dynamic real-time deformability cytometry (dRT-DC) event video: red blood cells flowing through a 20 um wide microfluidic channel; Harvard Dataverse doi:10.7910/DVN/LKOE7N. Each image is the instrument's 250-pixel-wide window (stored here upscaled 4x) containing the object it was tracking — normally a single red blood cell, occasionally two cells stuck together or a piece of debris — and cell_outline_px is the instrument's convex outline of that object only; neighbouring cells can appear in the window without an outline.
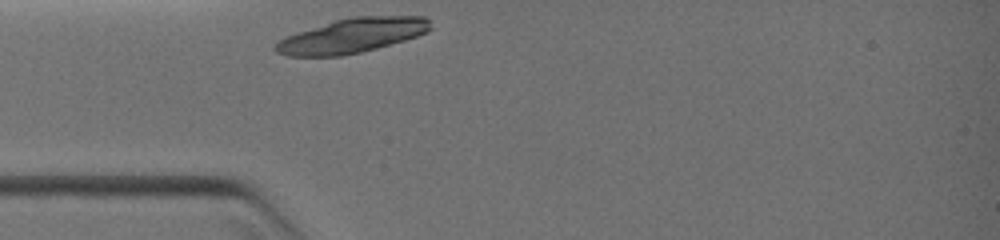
{"species": "common noctule bat (a hibernating species)", "species_latin": "Nyctalus noctula", "temperature_condition": "warm", "stored_images_in_passage": 30, "camera_frame_rate_fps": 3000, "um_per_image_px": 0.085, "animal": {"sex": "female", "body_mass_g": 19.0, "forearm_length_mm": 51.5}, "frame": {"image": 1, "passage_image": 1, "time_ms": 0.0, "image_size_px": [1000, 240], "cell_outline_px": [[432, 28], [428, 32], [404, 40], [376, 48], [360, 52], [340, 56], [288, 56], [276, 52], [272, 48], [280, 40], [296, 32], [336, 20], [352, 16], [424, 16], [428, 20]], "centroid_in_image_um": [29.93, 3.02], "position_along_channel_um": 55.1, "area_um2": 30.92}}
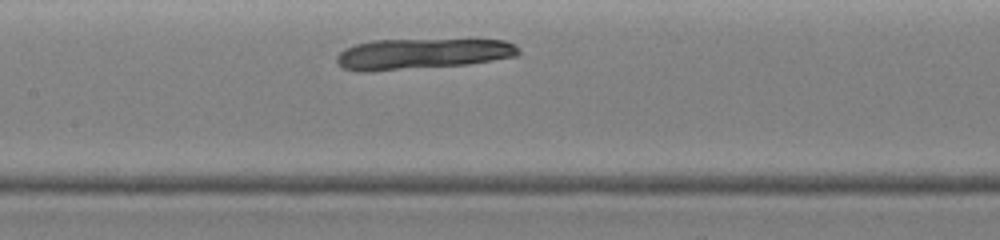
{"frame": {"image": 2, "passage_image": 11, "time_ms": 2.667, "image_size_px": [1000, 240], "cell_outline_px": [[520, 52], [516, 56], [468, 64], [372, 72], [356, 72], [344, 68], [336, 60], [336, 56], [344, 48], [356, 44], [372, 40], [504, 40], [516, 44]], "centroid_in_image_um": [35.83, 4.58], "position_along_channel_um": 171.6, "area_um2": 32.6}}
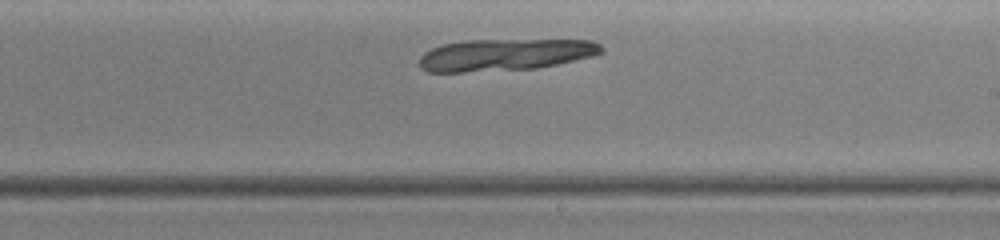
{"frame": {"image": 3, "passage_image": 17, "time_ms": 4.333, "image_size_px": [1000, 240], "cell_outline_px": [[604, 52], [592, 56], [556, 64], [536, 68], [464, 72], [428, 72], [420, 68], [420, 56], [424, 52], [432, 48], [444, 44], [464, 40], [592, 40], [600, 44], [604, 48]], "centroid_in_image_um": [42.92, 4.65], "position_along_channel_um": 246.1, "area_um2": 33.76}}